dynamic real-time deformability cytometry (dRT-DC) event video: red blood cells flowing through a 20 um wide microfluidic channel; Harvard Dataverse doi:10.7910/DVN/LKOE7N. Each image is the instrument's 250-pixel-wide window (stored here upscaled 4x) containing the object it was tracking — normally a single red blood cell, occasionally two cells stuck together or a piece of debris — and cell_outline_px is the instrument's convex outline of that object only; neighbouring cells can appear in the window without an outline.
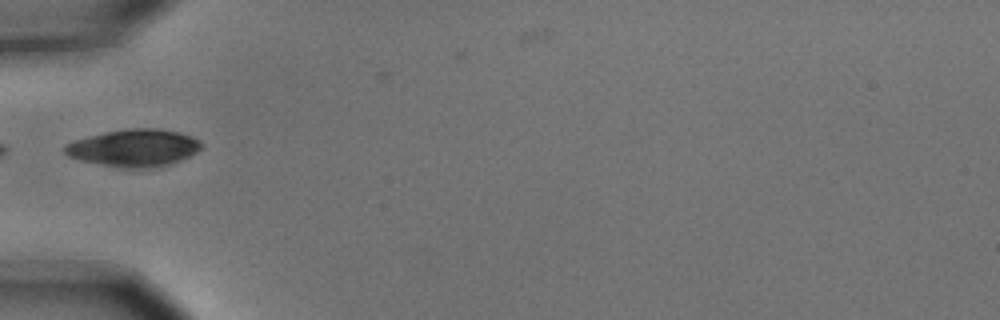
{"species": "common noctule bat (a hibernating species)", "species_latin": "Nyctalus noctula", "temperature_condition": "cold", "stored_images_in_passage": 9, "camera_frame_rate_fps": 3000, "um_per_image_px": 0.085, "animal": {"sex": "male", "body_mass_g": 15.6}, "frame": {"image": 1, "passage_image": 6, "time_ms": 1.667, "image_size_px": [1000, 320], "cell_outline_px": [[204, 144], [196, 152], [180, 160], [168, 164], [144, 168], [124, 168], [100, 164], [80, 160], [68, 156], [64, 152], [64, 148], [68, 144], [76, 140], [88, 136], [104, 132], [128, 128], [156, 128], [176, 132], [192, 136], [200, 140]], "centroid_in_image_um": [11.4, 12.56], "position_along_channel_um": 73.6, "area_um2": 29.36}}
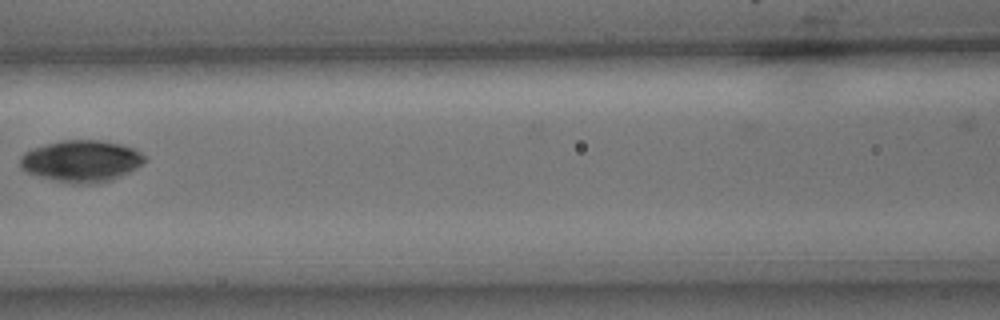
{"frame": {"image": 2, "passage_image": 8, "time_ms": 2.333, "image_size_px": [1000, 320], "cell_outline_px": [[148, 160], [136, 168], [112, 180], [96, 184], [72, 184], [40, 176], [28, 172], [20, 164], [20, 156], [24, 152], [32, 148], [60, 140], [96, 140], [120, 144], [132, 148], [148, 156]], "centroid_in_image_um": [6.95, 13.69], "position_along_channel_um": 159.7, "area_um2": 30.23}}
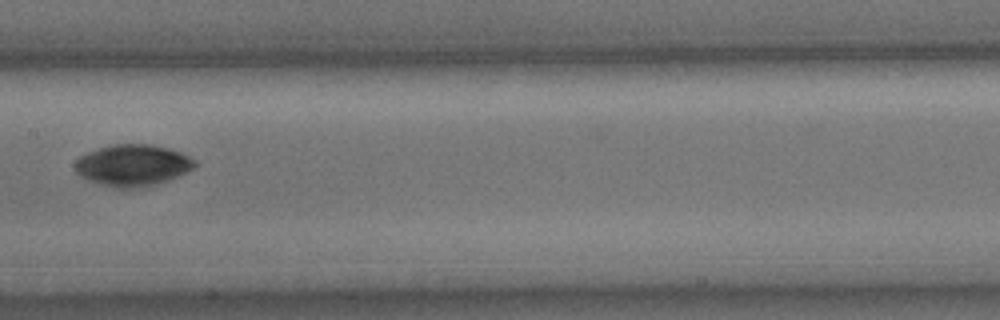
{"frame": {"image": 3, "passage_image": 9, "time_ms": 2.667, "image_size_px": [1000, 320], "cell_outline_px": [[196, 164], [192, 168], [168, 180], [152, 184], [132, 188], [120, 188], [104, 184], [80, 176], [76, 172], [76, 160], [80, 156], [88, 152], [112, 144], [148, 144], [168, 148], [180, 152], [196, 160]], "centroid_in_image_um": [11.28, 14.02], "position_along_channel_um": 196.1, "area_um2": 28.21}}